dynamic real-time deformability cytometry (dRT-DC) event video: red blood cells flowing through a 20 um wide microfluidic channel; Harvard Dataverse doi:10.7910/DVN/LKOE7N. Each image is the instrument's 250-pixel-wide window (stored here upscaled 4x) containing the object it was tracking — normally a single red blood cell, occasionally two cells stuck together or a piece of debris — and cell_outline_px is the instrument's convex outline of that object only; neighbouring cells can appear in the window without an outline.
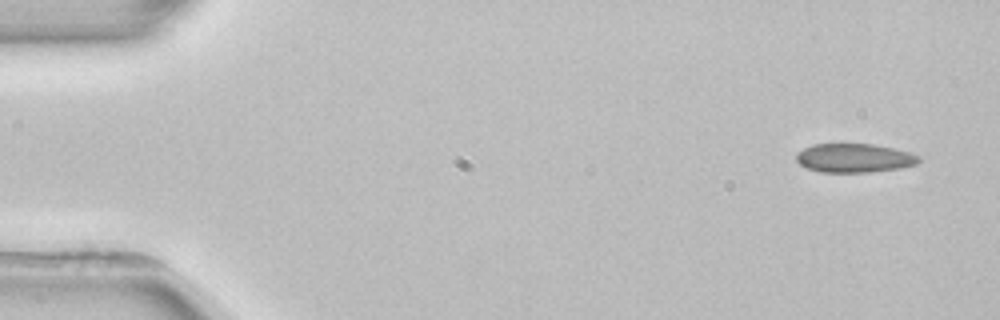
{"species": "common noctule bat (a hibernating species)", "species_latin": "Nyctalus noctula", "temperature_condition": "room temperature", "stored_images_in_passage": 4, "camera_frame_rate_fps": 3000, "um_per_image_px": 0.085, "animal": {"sex": "female", "body_mass_g": 22.7, "forearm_length_mm": 54.2}, "frame": {"image": 1, "passage_image": 1, "time_ms": 0.0, "image_size_px": [1000, 320], "cell_outline_px": [[920, 160], [916, 164], [900, 168], [872, 172], [820, 172], [808, 168], [800, 164], [796, 160], [796, 152], [812, 144], [872, 144], [896, 148], [912, 152], [920, 156]], "centroid_in_image_um": [72.64, 13.42], "position_along_channel_um": 12.4, "area_um2": 20.81}}